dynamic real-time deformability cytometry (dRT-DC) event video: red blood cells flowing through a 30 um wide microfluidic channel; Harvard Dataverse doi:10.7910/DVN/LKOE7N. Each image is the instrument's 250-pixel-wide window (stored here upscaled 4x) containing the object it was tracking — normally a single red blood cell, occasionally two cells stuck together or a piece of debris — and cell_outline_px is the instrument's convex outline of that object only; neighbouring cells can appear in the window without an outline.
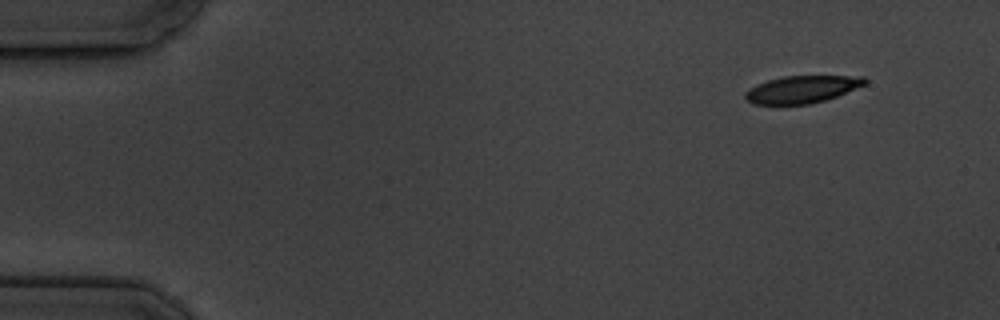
{"species": "common noctule bat (a hibernating species)", "species_latin": "Nyctalus noctula", "temperature_condition": "cold", "stored_images_in_passage": 7, "camera_frame_rate_fps": 3000, "um_per_image_px": 0.085, "animal": {"sex": "male", "body_mass_g": 19.5, "forearm_length_mm": 54.6}, "frame": {"image": 1, "passage_image": 7, "time_ms": 7.0, "image_size_px": [1000, 320], "cell_outline_px": [[868, 80], [864, 84], [836, 96], [824, 100], [808, 104], [752, 104], [744, 96], [744, 92], [748, 88], [756, 84], [768, 80], [784, 76], [864, 76]], "centroid_in_image_um": [68.12, 7.58], "position_along_channel_um": 16.9, "area_um2": 18.84}}